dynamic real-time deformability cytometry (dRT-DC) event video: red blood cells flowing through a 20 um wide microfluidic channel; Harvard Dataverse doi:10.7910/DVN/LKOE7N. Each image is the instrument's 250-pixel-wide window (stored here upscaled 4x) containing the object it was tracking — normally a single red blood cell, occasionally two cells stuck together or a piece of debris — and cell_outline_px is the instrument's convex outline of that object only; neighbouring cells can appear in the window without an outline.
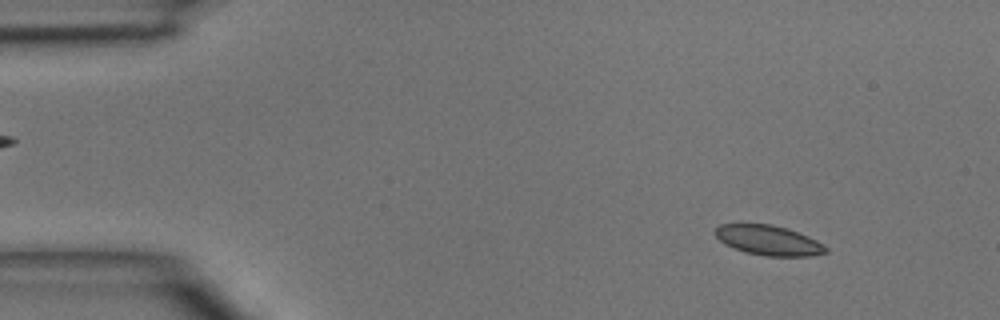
{"species": "common noctule bat (a hibernating species)", "species_latin": "Nyctalus noctula", "temperature_condition": "room temperature", "stored_images_in_passage": 45, "camera_frame_rate_fps": 3000, "um_per_image_px": 0.085, "animal": {"sex": "male", "body_mass_g": 15.6}, "frame": {"image": 1, "passage_image": 4, "time_ms": 1.0, "image_size_px": [1000, 320], "cell_outline_px": [[828, 252], [812, 256], [764, 256], [744, 252], [732, 248], [724, 244], [716, 236], [716, 228], [720, 224], [772, 224], [788, 228], [808, 236], [824, 244], [828, 248]], "centroid_in_image_um": [65.35, 20.43], "position_along_channel_um": 19.7, "area_um2": 19.42}}
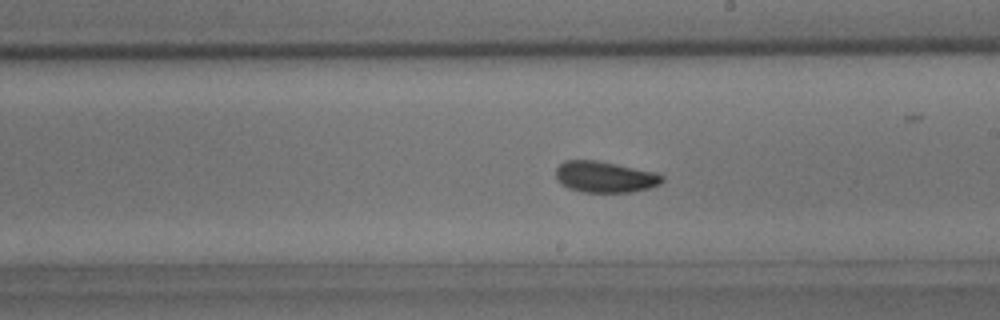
{"frame": {"image": 2, "passage_image": 25, "time_ms": 8.0, "image_size_px": [1000, 320], "cell_outline_px": [[664, 180], [660, 184], [648, 188], [632, 192], [584, 192], [568, 188], [560, 184], [556, 180], [556, 168], [564, 160], [596, 160], [656, 172], [664, 176]], "centroid_in_image_um": [51.4, 15.04], "position_along_channel_um": 237.6, "area_um2": 19.42}}
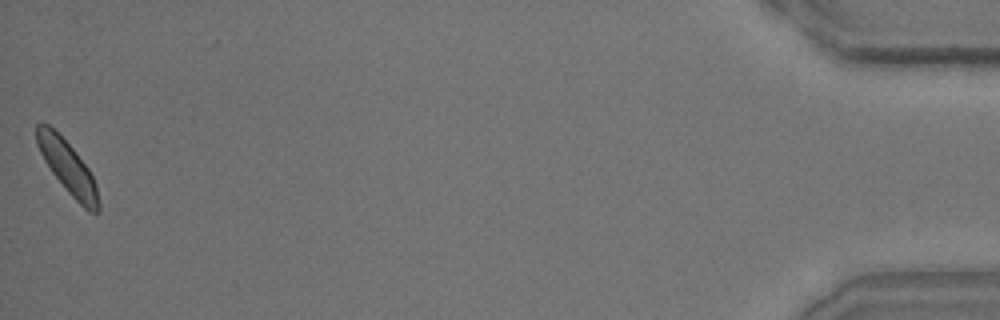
{"frame": {"image": 3, "passage_image": 45, "time_ms": 14.667, "image_size_px": [1000, 320], "cell_outline_px": [[100, 212], [88, 212], [68, 192], [52, 172], [44, 160], [36, 144], [36, 124], [48, 124], [72, 148], [88, 168], [96, 184], [100, 204]], "centroid_in_image_um": [5.77, 14.25], "position_along_channel_um": 429.4, "area_um2": 18.61}}